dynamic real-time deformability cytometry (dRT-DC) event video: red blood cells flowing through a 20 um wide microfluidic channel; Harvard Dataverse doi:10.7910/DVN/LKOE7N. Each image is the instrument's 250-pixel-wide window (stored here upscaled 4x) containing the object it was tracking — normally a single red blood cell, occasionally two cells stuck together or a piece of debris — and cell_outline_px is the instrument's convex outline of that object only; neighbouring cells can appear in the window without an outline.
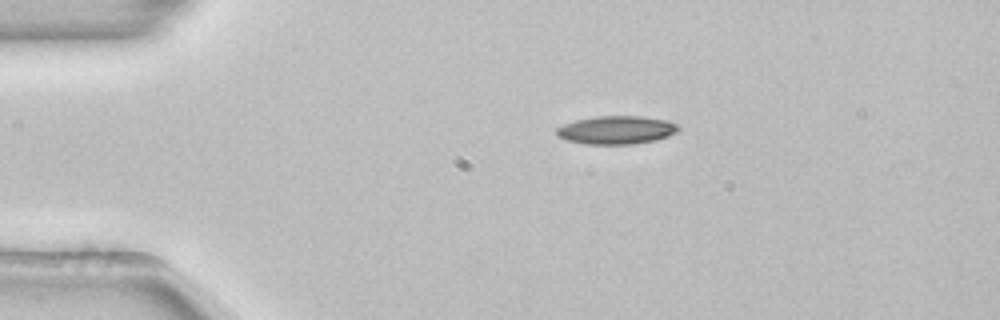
{"species": "common noctule bat (a hibernating species)", "species_latin": "Nyctalus noctula", "temperature_condition": "room temperature", "stored_images_in_passage": 43, "camera_frame_rate_fps": 3000, "um_per_image_px": 0.085, "animal": {"sex": "female", "body_mass_g": 22.7, "forearm_length_mm": 54.2}, "frame": {"image": 1, "passage_image": 1, "time_ms": 0.0, "image_size_px": [1000, 320], "cell_outline_px": [[680, 128], [676, 132], [668, 136], [656, 140], [636, 144], [584, 144], [564, 140], [556, 136], [556, 128], [564, 124], [576, 120], [596, 116], [640, 116], [668, 120], [680, 124]], "centroid_in_image_um": [52.4, 11.05], "position_along_channel_um": 32.6, "area_um2": 20.35}}
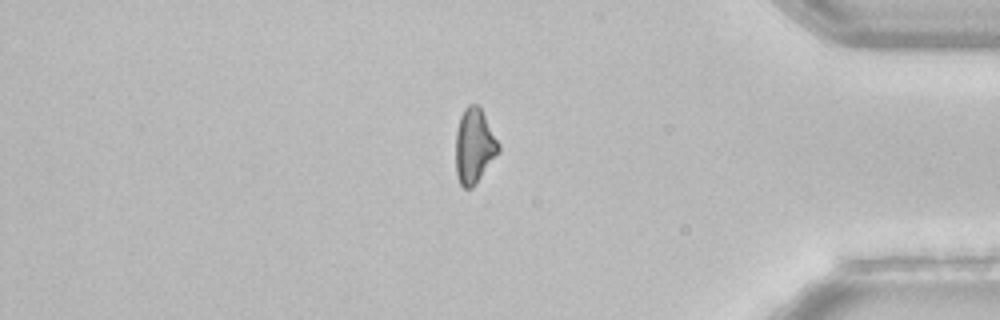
{"frame": {"image": 2, "passage_image": 35, "time_ms": 11.333, "image_size_px": [1000, 320], "cell_outline_px": [[500, 152], [476, 184], [472, 188], [464, 188], [460, 184], [456, 176], [456, 132], [460, 116], [464, 108], [468, 104], [476, 104], [480, 108], [500, 144]], "centroid_in_image_um": [40.31, 12.43], "position_along_channel_um": 394.9, "area_um2": 18.79}}
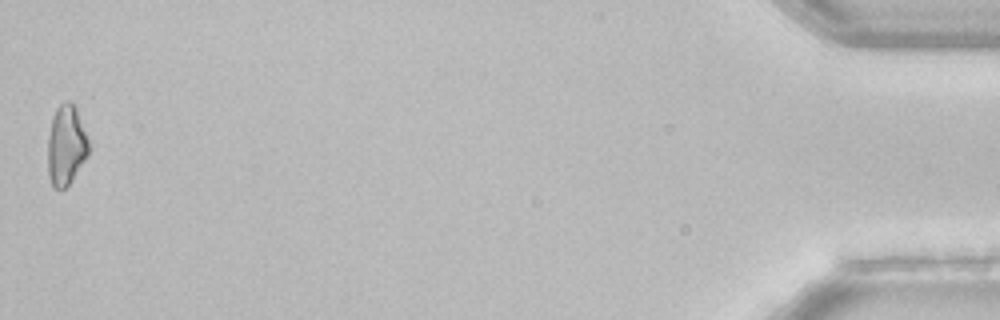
{"frame": {"image": 3, "passage_image": 43, "time_ms": 14.0, "image_size_px": [1000, 320], "cell_outline_px": [[88, 156], [68, 184], [60, 192], [52, 188], [48, 172], [48, 136], [52, 116], [56, 108], [60, 104], [68, 100], [76, 108], [88, 140]], "centroid_in_image_um": [5.59, 12.38], "position_along_channel_um": 429.6, "area_um2": 19.02}, "authors_computed_cell_mechanics": {"area_um2": 19.8832, "velocity_mm_per_s": 3.8816, "shape_relaxation_time_tau1_ms": 5.7892, "shape_relaxation_time_tau2_ms": null, "deformation_change_tau1": 0.1463, "deformation_change_tau2": null}}